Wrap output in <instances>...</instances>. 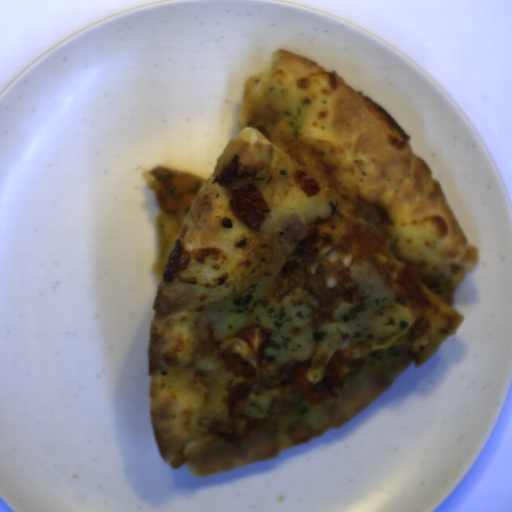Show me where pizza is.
<instances>
[{
	"label": "pizza",
	"mask_w": 512,
	"mask_h": 512,
	"mask_svg": "<svg viewBox=\"0 0 512 512\" xmlns=\"http://www.w3.org/2000/svg\"><path fill=\"white\" fill-rule=\"evenodd\" d=\"M264 82L283 86L295 98L301 113L296 136L278 146L253 127H240L206 175L163 165L144 175L160 214L179 225L157 282V291H169L179 303L163 315L154 306L151 316L148 414L165 462L171 469L185 464L196 476L207 475L202 463L208 453L260 431L279 451L354 418L402 370L425 362L459 328L464 318L452 307L453 293L479 260L412 139L373 100L289 49L273 53ZM313 179L321 191L311 197L302 186ZM246 185L260 189L269 210L254 229L230 205L233 193ZM292 216L308 231L293 246L278 235ZM297 248L347 268L371 261L416 322L390 348L367 352L346 341L331 358L344 385L334 388L336 399L312 406L303 397L286 417L255 419L244 414V405L264 394L273 401L278 394L251 389L264 358L255 363L238 339L214 340L200 315L253 285L272 284L274 293ZM408 266L415 268L429 305L399 281L398 268ZM229 353L252 364L255 378L226 367L223 357ZM208 357L222 366L215 391L196 369ZM242 382L248 391L231 415L228 389Z\"/></svg>",
	"instance_id": "1"
}]
</instances>
